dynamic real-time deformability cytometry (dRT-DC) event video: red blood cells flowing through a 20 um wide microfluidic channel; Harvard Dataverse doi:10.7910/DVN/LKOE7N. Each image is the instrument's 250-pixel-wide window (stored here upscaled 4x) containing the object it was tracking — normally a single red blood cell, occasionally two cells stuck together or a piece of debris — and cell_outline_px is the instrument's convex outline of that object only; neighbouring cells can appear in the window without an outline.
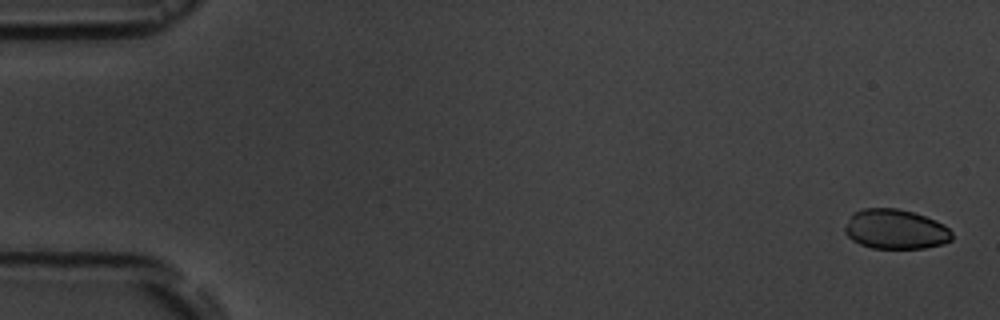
{"species": "common noctule bat (a hibernating species)", "species_latin": "Nyctalus noctula", "temperature_condition": "room temperature", "stored_images_in_passage": 5, "camera_frame_rate_fps": 3000, "um_per_image_px": 0.085, "animal": {"sex": "male", "body_mass_g": 19.5, "forearm_length_mm": 54.6}, "frame": {"image": 1, "passage_image": 5, "time_ms": 6.333, "image_size_px": [1000, 320], "cell_outline_px": [[952, 240], [944, 244], [924, 248], [872, 248], [860, 244], [852, 240], [844, 232], [844, 228], [852, 212], [864, 208], [896, 208], [912, 212], [936, 220], [944, 224], [952, 232]], "centroid_in_image_um": [76.11, 19.48], "position_along_channel_um": 8.9, "area_um2": 24.91}}